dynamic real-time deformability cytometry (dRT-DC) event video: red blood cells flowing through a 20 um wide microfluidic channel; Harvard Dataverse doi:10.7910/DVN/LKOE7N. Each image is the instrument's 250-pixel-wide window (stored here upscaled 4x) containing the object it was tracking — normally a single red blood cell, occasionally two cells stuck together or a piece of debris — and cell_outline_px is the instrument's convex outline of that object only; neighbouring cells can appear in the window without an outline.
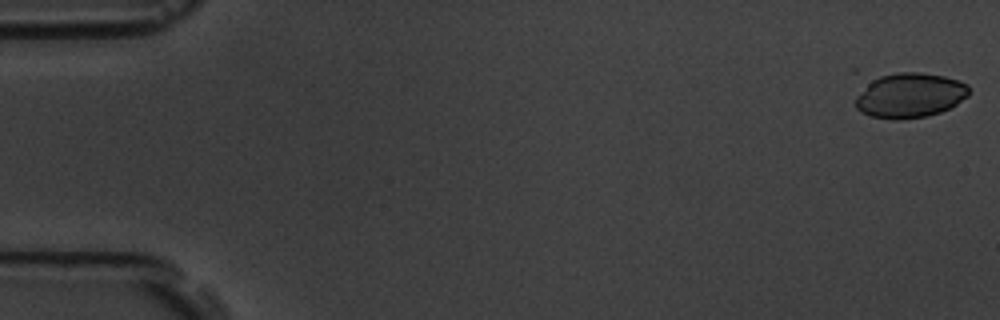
{"species": "common noctule bat (a hibernating species)", "species_latin": "Nyctalus noctula", "temperature_condition": "room temperature", "stored_images_in_passage": 11, "camera_frame_rate_fps": 3000, "um_per_image_px": 0.085, "animal": {"sex": "male", "body_mass_g": 19.5, "forearm_length_mm": 54.6}, "frame": {"image": 1, "passage_image": 1, "time_ms": 0.0, "image_size_px": [1000, 320], "cell_outline_px": [[968, 96], [956, 104], [940, 112], [928, 116], [900, 120], [892, 120], [872, 116], [860, 112], [856, 108], [856, 96], [872, 80], [880, 76], [900, 72], [920, 72], [944, 76], [968, 84]], "centroid_in_image_um": [77.33, 8.12], "position_along_channel_um": 7.7, "area_um2": 29.48}}